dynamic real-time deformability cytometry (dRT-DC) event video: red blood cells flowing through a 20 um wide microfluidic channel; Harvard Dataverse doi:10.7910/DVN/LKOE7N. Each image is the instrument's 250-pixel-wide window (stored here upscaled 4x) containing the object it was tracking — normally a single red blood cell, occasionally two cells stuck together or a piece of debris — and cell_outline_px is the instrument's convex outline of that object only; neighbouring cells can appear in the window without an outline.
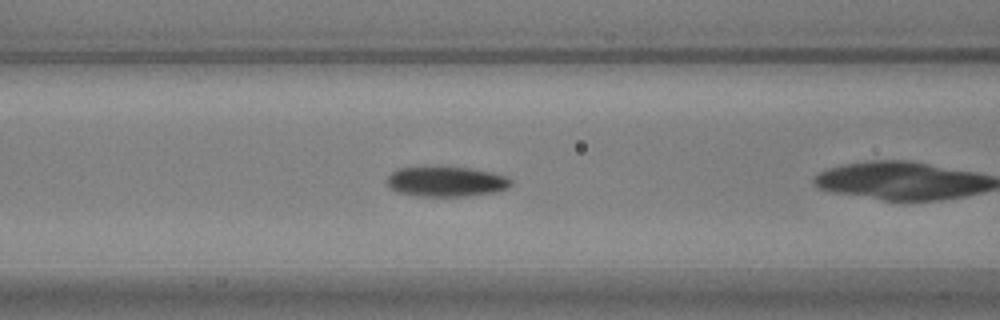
{"species": "common noctule bat (a hibernating species)", "species_latin": "Nyctalus noctula", "temperature_condition": "warm", "stored_images_in_passage": 12, "camera_frame_rate_fps": 3000, "um_per_image_px": 0.085, "animal": {"sex": "male", "body_mass_g": 17.9, "forearm_length_mm": 54.2}, "frame": {"image": 1, "passage_image": 7, "time_ms": 2.0, "image_size_px": [1000, 320], "cell_outline_px": [[512, 184], [508, 188], [496, 192], [468, 196], [416, 196], [396, 192], [388, 184], [388, 176], [396, 168], [424, 164], [440, 164], [468, 168], [492, 172], [508, 176], [512, 180]], "centroid_in_image_um": [37.91, 15.38], "position_along_channel_um": 128.7, "area_um2": 22.83}}
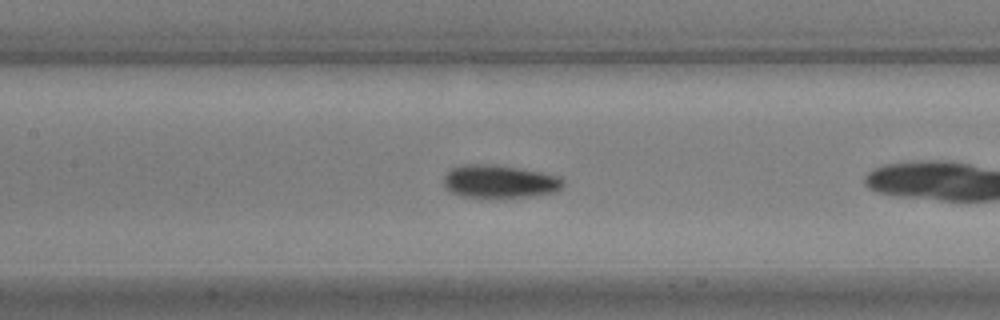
{"frame": {"image": 2, "passage_image": 10, "time_ms": 3.0, "image_size_px": [1000, 320], "cell_outline_px": [[564, 184], [556, 192], [528, 196], [460, 196], [448, 192], [444, 188], [444, 176], [452, 168], [460, 164], [496, 164], [520, 168], [560, 176], [564, 180]], "centroid_in_image_um": [42.43, 15.4], "position_along_channel_um": 165.0, "area_um2": 22.89}}